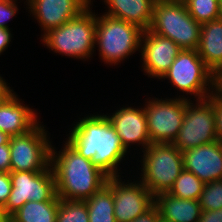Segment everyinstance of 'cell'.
I'll return each instance as SVG.
<instances>
[{"label": "cell", "mask_w": 222, "mask_h": 222, "mask_svg": "<svg viewBox=\"0 0 222 222\" xmlns=\"http://www.w3.org/2000/svg\"><path fill=\"white\" fill-rule=\"evenodd\" d=\"M66 140L85 159L91 160L109 177L118 176V164L127 151L107 115L82 118Z\"/></svg>", "instance_id": "6da1fadb"}, {"label": "cell", "mask_w": 222, "mask_h": 222, "mask_svg": "<svg viewBox=\"0 0 222 222\" xmlns=\"http://www.w3.org/2000/svg\"><path fill=\"white\" fill-rule=\"evenodd\" d=\"M51 147L57 196L63 200L85 201L97 193L109 178L91 160L85 159L67 141L62 151Z\"/></svg>", "instance_id": "7a4b0ae2"}, {"label": "cell", "mask_w": 222, "mask_h": 222, "mask_svg": "<svg viewBox=\"0 0 222 222\" xmlns=\"http://www.w3.org/2000/svg\"><path fill=\"white\" fill-rule=\"evenodd\" d=\"M96 15L88 7L79 16L43 34L42 42L56 53L88 59L94 52Z\"/></svg>", "instance_id": "3957f363"}, {"label": "cell", "mask_w": 222, "mask_h": 222, "mask_svg": "<svg viewBox=\"0 0 222 222\" xmlns=\"http://www.w3.org/2000/svg\"><path fill=\"white\" fill-rule=\"evenodd\" d=\"M144 30L139 26L106 14L96 17L95 45L101 59L108 64H118L141 47Z\"/></svg>", "instance_id": "277c9868"}, {"label": "cell", "mask_w": 222, "mask_h": 222, "mask_svg": "<svg viewBox=\"0 0 222 222\" xmlns=\"http://www.w3.org/2000/svg\"><path fill=\"white\" fill-rule=\"evenodd\" d=\"M142 152V183L154 197L169 192L184 170L180 149L172 143H154Z\"/></svg>", "instance_id": "5b68a950"}, {"label": "cell", "mask_w": 222, "mask_h": 222, "mask_svg": "<svg viewBox=\"0 0 222 222\" xmlns=\"http://www.w3.org/2000/svg\"><path fill=\"white\" fill-rule=\"evenodd\" d=\"M150 32L170 38L182 50H197L201 24L188 13L184 2L154 4Z\"/></svg>", "instance_id": "8992f818"}, {"label": "cell", "mask_w": 222, "mask_h": 222, "mask_svg": "<svg viewBox=\"0 0 222 222\" xmlns=\"http://www.w3.org/2000/svg\"><path fill=\"white\" fill-rule=\"evenodd\" d=\"M161 78H168L180 91L195 94L196 101L210 97L217 90L218 78L205 65L197 50L183 49Z\"/></svg>", "instance_id": "52a82bcc"}, {"label": "cell", "mask_w": 222, "mask_h": 222, "mask_svg": "<svg viewBox=\"0 0 222 222\" xmlns=\"http://www.w3.org/2000/svg\"><path fill=\"white\" fill-rule=\"evenodd\" d=\"M188 100L182 127L172 144L181 152L218 141L215 119V92L205 99L197 101V105Z\"/></svg>", "instance_id": "ba28073f"}, {"label": "cell", "mask_w": 222, "mask_h": 222, "mask_svg": "<svg viewBox=\"0 0 222 222\" xmlns=\"http://www.w3.org/2000/svg\"><path fill=\"white\" fill-rule=\"evenodd\" d=\"M42 124L23 135L10 137V172L46 170L51 163V143Z\"/></svg>", "instance_id": "9c48e42d"}, {"label": "cell", "mask_w": 222, "mask_h": 222, "mask_svg": "<svg viewBox=\"0 0 222 222\" xmlns=\"http://www.w3.org/2000/svg\"><path fill=\"white\" fill-rule=\"evenodd\" d=\"M10 178L11 192L6 205L2 208L10 216L28 201H59L51 165L40 172H10Z\"/></svg>", "instance_id": "30bf717a"}, {"label": "cell", "mask_w": 222, "mask_h": 222, "mask_svg": "<svg viewBox=\"0 0 222 222\" xmlns=\"http://www.w3.org/2000/svg\"><path fill=\"white\" fill-rule=\"evenodd\" d=\"M146 103L144 109L151 144L172 143L182 127L188 97L165 100L155 98Z\"/></svg>", "instance_id": "8fae6325"}, {"label": "cell", "mask_w": 222, "mask_h": 222, "mask_svg": "<svg viewBox=\"0 0 222 222\" xmlns=\"http://www.w3.org/2000/svg\"><path fill=\"white\" fill-rule=\"evenodd\" d=\"M119 179L111 176L106 182L113 192L114 216L117 222H133L154 205V196L141 180L124 184Z\"/></svg>", "instance_id": "7c38bea8"}, {"label": "cell", "mask_w": 222, "mask_h": 222, "mask_svg": "<svg viewBox=\"0 0 222 222\" xmlns=\"http://www.w3.org/2000/svg\"><path fill=\"white\" fill-rule=\"evenodd\" d=\"M140 48L144 72L149 77L159 79L170 69L174 59L182 51L170 38L162 37L149 30L143 31Z\"/></svg>", "instance_id": "4fadbf2b"}, {"label": "cell", "mask_w": 222, "mask_h": 222, "mask_svg": "<svg viewBox=\"0 0 222 222\" xmlns=\"http://www.w3.org/2000/svg\"><path fill=\"white\" fill-rule=\"evenodd\" d=\"M184 169L203 183L222 180V142L215 141L182 152Z\"/></svg>", "instance_id": "5bb4252c"}, {"label": "cell", "mask_w": 222, "mask_h": 222, "mask_svg": "<svg viewBox=\"0 0 222 222\" xmlns=\"http://www.w3.org/2000/svg\"><path fill=\"white\" fill-rule=\"evenodd\" d=\"M44 34L79 16L88 6L81 0H26Z\"/></svg>", "instance_id": "9a60e30c"}, {"label": "cell", "mask_w": 222, "mask_h": 222, "mask_svg": "<svg viewBox=\"0 0 222 222\" xmlns=\"http://www.w3.org/2000/svg\"><path fill=\"white\" fill-rule=\"evenodd\" d=\"M107 118L126 151L131 143L142 144L143 151L151 144L144 108L123 107Z\"/></svg>", "instance_id": "2e32d148"}, {"label": "cell", "mask_w": 222, "mask_h": 222, "mask_svg": "<svg viewBox=\"0 0 222 222\" xmlns=\"http://www.w3.org/2000/svg\"><path fill=\"white\" fill-rule=\"evenodd\" d=\"M13 92L0 102V131L9 137L26 134L39 123L33 109L23 106Z\"/></svg>", "instance_id": "e0dca14e"}, {"label": "cell", "mask_w": 222, "mask_h": 222, "mask_svg": "<svg viewBox=\"0 0 222 222\" xmlns=\"http://www.w3.org/2000/svg\"><path fill=\"white\" fill-rule=\"evenodd\" d=\"M205 65L218 78L222 74V20L216 19L201 24L197 48Z\"/></svg>", "instance_id": "ac0fdd59"}, {"label": "cell", "mask_w": 222, "mask_h": 222, "mask_svg": "<svg viewBox=\"0 0 222 222\" xmlns=\"http://www.w3.org/2000/svg\"><path fill=\"white\" fill-rule=\"evenodd\" d=\"M160 218L170 222H199L201 206L199 200L177 198L168 192L154 197Z\"/></svg>", "instance_id": "d6986e66"}, {"label": "cell", "mask_w": 222, "mask_h": 222, "mask_svg": "<svg viewBox=\"0 0 222 222\" xmlns=\"http://www.w3.org/2000/svg\"><path fill=\"white\" fill-rule=\"evenodd\" d=\"M108 5L106 15L124 20L148 30L152 22V0H104Z\"/></svg>", "instance_id": "ffe728a7"}, {"label": "cell", "mask_w": 222, "mask_h": 222, "mask_svg": "<svg viewBox=\"0 0 222 222\" xmlns=\"http://www.w3.org/2000/svg\"><path fill=\"white\" fill-rule=\"evenodd\" d=\"M59 201H28L11 215V222H56Z\"/></svg>", "instance_id": "44dd1931"}, {"label": "cell", "mask_w": 222, "mask_h": 222, "mask_svg": "<svg viewBox=\"0 0 222 222\" xmlns=\"http://www.w3.org/2000/svg\"><path fill=\"white\" fill-rule=\"evenodd\" d=\"M89 222H117L114 216L113 192L104 185L97 193L86 199Z\"/></svg>", "instance_id": "7402d4cb"}, {"label": "cell", "mask_w": 222, "mask_h": 222, "mask_svg": "<svg viewBox=\"0 0 222 222\" xmlns=\"http://www.w3.org/2000/svg\"><path fill=\"white\" fill-rule=\"evenodd\" d=\"M203 186L195 174L184 169L168 193L181 199L199 200Z\"/></svg>", "instance_id": "603a6c76"}, {"label": "cell", "mask_w": 222, "mask_h": 222, "mask_svg": "<svg viewBox=\"0 0 222 222\" xmlns=\"http://www.w3.org/2000/svg\"><path fill=\"white\" fill-rule=\"evenodd\" d=\"M56 222H89L87 203L80 200L59 198Z\"/></svg>", "instance_id": "cb8c5ba5"}, {"label": "cell", "mask_w": 222, "mask_h": 222, "mask_svg": "<svg viewBox=\"0 0 222 222\" xmlns=\"http://www.w3.org/2000/svg\"><path fill=\"white\" fill-rule=\"evenodd\" d=\"M190 16L200 24L219 19V0H185Z\"/></svg>", "instance_id": "d4e9b609"}, {"label": "cell", "mask_w": 222, "mask_h": 222, "mask_svg": "<svg viewBox=\"0 0 222 222\" xmlns=\"http://www.w3.org/2000/svg\"><path fill=\"white\" fill-rule=\"evenodd\" d=\"M202 210L214 211L222 208V180L204 183L199 198Z\"/></svg>", "instance_id": "484cf974"}, {"label": "cell", "mask_w": 222, "mask_h": 222, "mask_svg": "<svg viewBox=\"0 0 222 222\" xmlns=\"http://www.w3.org/2000/svg\"><path fill=\"white\" fill-rule=\"evenodd\" d=\"M16 0H0V28L9 29L6 21L18 12Z\"/></svg>", "instance_id": "4316f807"}, {"label": "cell", "mask_w": 222, "mask_h": 222, "mask_svg": "<svg viewBox=\"0 0 222 222\" xmlns=\"http://www.w3.org/2000/svg\"><path fill=\"white\" fill-rule=\"evenodd\" d=\"M12 188L10 173L0 172V209H2L9 198Z\"/></svg>", "instance_id": "83f0119b"}, {"label": "cell", "mask_w": 222, "mask_h": 222, "mask_svg": "<svg viewBox=\"0 0 222 222\" xmlns=\"http://www.w3.org/2000/svg\"><path fill=\"white\" fill-rule=\"evenodd\" d=\"M215 119H216V131L219 142H222V94L215 91Z\"/></svg>", "instance_id": "f1b7e54d"}, {"label": "cell", "mask_w": 222, "mask_h": 222, "mask_svg": "<svg viewBox=\"0 0 222 222\" xmlns=\"http://www.w3.org/2000/svg\"><path fill=\"white\" fill-rule=\"evenodd\" d=\"M0 172L10 173V147H9V144L0 145Z\"/></svg>", "instance_id": "f546056e"}, {"label": "cell", "mask_w": 222, "mask_h": 222, "mask_svg": "<svg viewBox=\"0 0 222 222\" xmlns=\"http://www.w3.org/2000/svg\"><path fill=\"white\" fill-rule=\"evenodd\" d=\"M160 214L158 208L153 205L144 214L138 216L133 222H159Z\"/></svg>", "instance_id": "4dcf8cb0"}, {"label": "cell", "mask_w": 222, "mask_h": 222, "mask_svg": "<svg viewBox=\"0 0 222 222\" xmlns=\"http://www.w3.org/2000/svg\"><path fill=\"white\" fill-rule=\"evenodd\" d=\"M199 222H222V208L214 211L202 210Z\"/></svg>", "instance_id": "1f68e13d"}, {"label": "cell", "mask_w": 222, "mask_h": 222, "mask_svg": "<svg viewBox=\"0 0 222 222\" xmlns=\"http://www.w3.org/2000/svg\"><path fill=\"white\" fill-rule=\"evenodd\" d=\"M11 37L12 34L9 29L0 28V54L8 47Z\"/></svg>", "instance_id": "d6a6232c"}, {"label": "cell", "mask_w": 222, "mask_h": 222, "mask_svg": "<svg viewBox=\"0 0 222 222\" xmlns=\"http://www.w3.org/2000/svg\"><path fill=\"white\" fill-rule=\"evenodd\" d=\"M4 80L5 79L0 76V102L13 91L7 86Z\"/></svg>", "instance_id": "836d02e7"}, {"label": "cell", "mask_w": 222, "mask_h": 222, "mask_svg": "<svg viewBox=\"0 0 222 222\" xmlns=\"http://www.w3.org/2000/svg\"><path fill=\"white\" fill-rule=\"evenodd\" d=\"M0 222H11V216L0 209Z\"/></svg>", "instance_id": "e575fe53"}, {"label": "cell", "mask_w": 222, "mask_h": 222, "mask_svg": "<svg viewBox=\"0 0 222 222\" xmlns=\"http://www.w3.org/2000/svg\"><path fill=\"white\" fill-rule=\"evenodd\" d=\"M10 137L6 134L0 131V145L3 144H9Z\"/></svg>", "instance_id": "d590c367"}, {"label": "cell", "mask_w": 222, "mask_h": 222, "mask_svg": "<svg viewBox=\"0 0 222 222\" xmlns=\"http://www.w3.org/2000/svg\"><path fill=\"white\" fill-rule=\"evenodd\" d=\"M152 1L154 4L185 2V0H152Z\"/></svg>", "instance_id": "8d00e7d4"}, {"label": "cell", "mask_w": 222, "mask_h": 222, "mask_svg": "<svg viewBox=\"0 0 222 222\" xmlns=\"http://www.w3.org/2000/svg\"><path fill=\"white\" fill-rule=\"evenodd\" d=\"M217 90L222 94V74L217 79Z\"/></svg>", "instance_id": "74e56055"}, {"label": "cell", "mask_w": 222, "mask_h": 222, "mask_svg": "<svg viewBox=\"0 0 222 222\" xmlns=\"http://www.w3.org/2000/svg\"><path fill=\"white\" fill-rule=\"evenodd\" d=\"M219 19L222 20V0H219Z\"/></svg>", "instance_id": "f35d334b"}, {"label": "cell", "mask_w": 222, "mask_h": 222, "mask_svg": "<svg viewBox=\"0 0 222 222\" xmlns=\"http://www.w3.org/2000/svg\"><path fill=\"white\" fill-rule=\"evenodd\" d=\"M83 3H85L88 7L91 5V0H81Z\"/></svg>", "instance_id": "ab89813d"}, {"label": "cell", "mask_w": 222, "mask_h": 222, "mask_svg": "<svg viewBox=\"0 0 222 222\" xmlns=\"http://www.w3.org/2000/svg\"><path fill=\"white\" fill-rule=\"evenodd\" d=\"M159 222H170V221H166V220L160 218V219H159Z\"/></svg>", "instance_id": "60d3db41"}]
</instances>
